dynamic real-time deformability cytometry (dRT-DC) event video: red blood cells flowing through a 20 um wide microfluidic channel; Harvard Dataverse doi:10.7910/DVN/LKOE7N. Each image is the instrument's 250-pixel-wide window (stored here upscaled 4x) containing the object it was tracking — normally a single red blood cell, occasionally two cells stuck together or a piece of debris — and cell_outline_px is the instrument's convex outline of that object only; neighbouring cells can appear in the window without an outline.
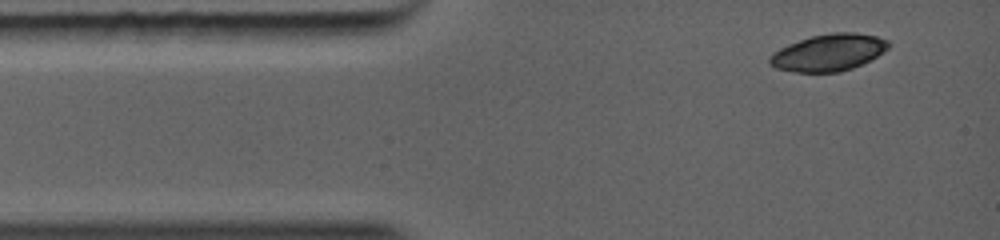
{"species": "common noctule bat (a hibernating species)", "species_latin": "Nyctalus noctula", "temperature_condition": "warm", "stored_images_in_passage": 14, "camera_frame_rate_fps": 5000, "um_per_image_px": 0.085, "animal": {"sex": "female", "body_mass_g": 19.0, "forearm_length_mm": 56.7}, "frame": {"image": 1, "passage_image": 1, "time_ms": 0.0, "image_size_px": [1000, 240], "cell_outline_px": [[888, 48], [876, 56], [852, 68], [840, 72], [796, 72], [776, 68], [768, 64], [768, 60], [772, 52], [788, 44], [812, 36], [832, 32], [852, 32], [876, 36], [888, 40]], "centroid_in_image_um": [70.38, 4.46], "position_along_channel_um": 14.6, "area_um2": 25.32}}
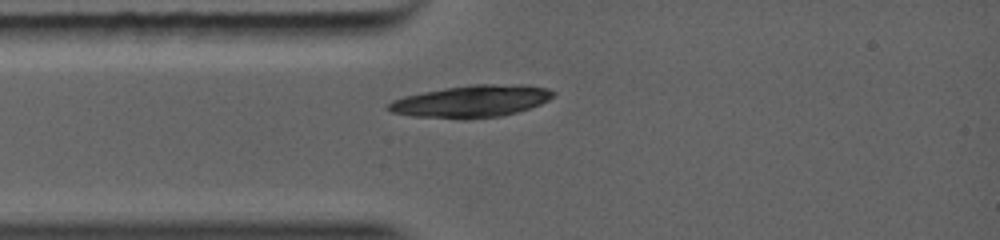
{"frame": {"image": 2, "passage_image": 14, "time_ms": 1.6, "image_size_px": [1000, 240], "cell_outline_px": [[556, 92], [548, 100], [540, 104], [516, 112], [500, 116], [412, 116], [392, 112], [388, 108], [388, 104], [392, 100], [404, 96], [444, 88], [472, 84], [524, 84], [548, 88]], "centroid_in_image_um": [40.13, 8.55], "position_along_channel_um": 44.9, "area_um2": 29.65}}